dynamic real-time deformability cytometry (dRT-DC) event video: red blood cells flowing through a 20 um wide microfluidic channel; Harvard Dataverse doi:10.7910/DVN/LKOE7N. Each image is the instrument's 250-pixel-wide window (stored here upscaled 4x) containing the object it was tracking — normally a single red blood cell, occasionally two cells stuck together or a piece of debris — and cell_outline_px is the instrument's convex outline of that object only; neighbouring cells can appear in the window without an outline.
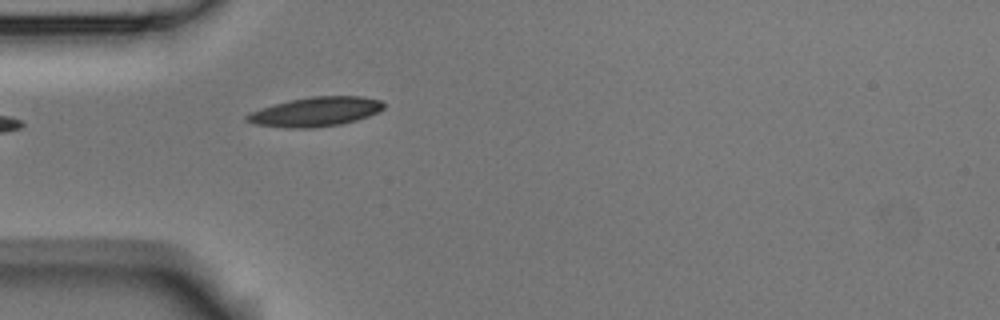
{"species": "Egyptian fruit bat (a non-hibernating species)", "species_latin": "Rousettus aegyptiacus", "temperature_condition": "room temperature", "stored_images_in_passage": 6, "camera_frame_rate_fps": 3000, "um_per_image_px": 0.085, "animal": {"sex": "male"}, "frame": {"image": 1, "passage_image": 1, "time_ms": 0.0, "image_size_px": [1000, 320], "cell_outline_px": [[384, 108], [368, 116], [356, 120], [340, 124], [312, 128], [288, 128], [256, 124], [244, 120], [244, 116], [260, 108], [292, 100], [312, 96], [360, 96], [380, 100], [384, 104]], "centroid_in_image_um": [26.81, 9.5], "position_along_channel_um": 58.2, "area_um2": 23.12}}